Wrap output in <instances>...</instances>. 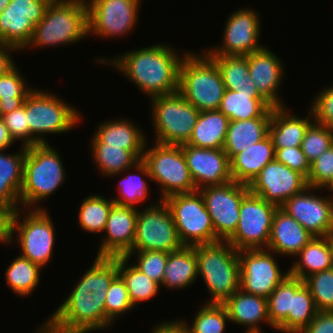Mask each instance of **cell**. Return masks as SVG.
<instances>
[{"mask_svg":"<svg viewBox=\"0 0 333 333\" xmlns=\"http://www.w3.org/2000/svg\"><path fill=\"white\" fill-rule=\"evenodd\" d=\"M152 333H190L182 319L155 324Z\"/></svg>","mask_w":333,"mask_h":333,"instance_id":"55","label":"cell"},{"mask_svg":"<svg viewBox=\"0 0 333 333\" xmlns=\"http://www.w3.org/2000/svg\"><path fill=\"white\" fill-rule=\"evenodd\" d=\"M221 72L226 90L239 93H259L250 78L246 56L209 55Z\"/></svg>","mask_w":333,"mask_h":333,"instance_id":"36","label":"cell"},{"mask_svg":"<svg viewBox=\"0 0 333 333\" xmlns=\"http://www.w3.org/2000/svg\"><path fill=\"white\" fill-rule=\"evenodd\" d=\"M135 172L138 171L139 174H129L126 175L123 179L119 181V189L118 193L120 197H113L112 200L115 204L120 206L137 208V203L144 202L146 198H148V190L147 181H145L142 177L145 176L148 179H151L149 175V170L147 165L140 160L135 165ZM142 175V177H141Z\"/></svg>","mask_w":333,"mask_h":333,"instance_id":"41","label":"cell"},{"mask_svg":"<svg viewBox=\"0 0 333 333\" xmlns=\"http://www.w3.org/2000/svg\"><path fill=\"white\" fill-rule=\"evenodd\" d=\"M275 150L269 134L259 142L235 154L230 161L232 180L249 185L260 171L275 159Z\"/></svg>","mask_w":333,"mask_h":333,"instance_id":"27","label":"cell"},{"mask_svg":"<svg viewBox=\"0 0 333 333\" xmlns=\"http://www.w3.org/2000/svg\"><path fill=\"white\" fill-rule=\"evenodd\" d=\"M311 105L315 122L333 129V85L316 94Z\"/></svg>","mask_w":333,"mask_h":333,"instance_id":"50","label":"cell"},{"mask_svg":"<svg viewBox=\"0 0 333 333\" xmlns=\"http://www.w3.org/2000/svg\"><path fill=\"white\" fill-rule=\"evenodd\" d=\"M325 237H326L327 242H328L329 247H330V251H331V262H332V267H333V231H331Z\"/></svg>","mask_w":333,"mask_h":333,"instance_id":"59","label":"cell"},{"mask_svg":"<svg viewBox=\"0 0 333 333\" xmlns=\"http://www.w3.org/2000/svg\"><path fill=\"white\" fill-rule=\"evenodd\" d=\"M92 264L35 333H88L105 329V298L118 275V257H95Z\"/></svg>","mask_w":333,"mask_h":333,"instance_id":"1","label":"cell"},{"mask_svg":"<svg viewBox=\"0 0 333 333\" xmlns=\"http://www.w3.org/2000/svg\"><path fill=\"white\" fill-rule=\"evenodd\" d=\"M198 276L210 294L206 303L223 304L240 289L238 250L228 241L194 245Z\"/></svg>","mask_w":333,"mask_h":333,"instance_id":"4","label":"cell"},{"mask_svg":"<svg viewBox=\"0 0 333 333\" xmlns=\"http://www.w3.org/2000/svg\"><path fill=\"white\" fill-rule=\"evenodd\" d=\"M133 255L137 256V258H135L137 259V264L135 263L133 265L161 286L166 262L168 260V253L151 250L130 251L126 257L132 259Z\"/></svg>","mask_w":333,"mask_h":333,"instance_id":"48","label":"cell"},{"mask_svg":"<svg viewBox=\"0 0 333 333\" xmlns=\"http://www.w3.org/2000/svg\"><path fill=\"white\" fill-rule=\"evenodd\" d=\"M210 214L215 236L226 241L236 230L239 208L243 198L250 192L247 184L235 181L209 186L199 190Z\"/></svg>","mask_w":333,"mask_h":333,"instance_id":"15","label":"cell"},{"mask_svg":"<svg viewBox=\"0 0 333 333\" xmlns=\"http://www.w3.org/2000/svg\"><path fill=\"white\" fill-rule=\"evenodd\" d=\"M221 72L204 51L187 52L179 68L178 92L200 112L218 110L225 93Z\"/></svg>","mask_w":333,"mask_h":333,"instance_id":"5","label":"cell"},{"mask_svg":"<svg viewBox=\"0 0 333 333\" xmlns=\"http://www.w3.org/2000/svg\"><path fill=\"white\" fill-rule=\"evenodd\" d=\"M126 256L118 257V274L122 277L134 308L140 302L148 301L156 296L160 285L142 273L133 264H129Z\"/></svg>","mask_w":333,"mask_h":333,"instance_id":"37","label":"cell"},{"mask_svg":"<svg viewBox=\"0 0 333 333\" xmlns=\"http://www.w3.org/2000/svg\"><path fill=\"white\" fill-rule=\"evenodd\" d=\"M247 62L250 78L259 94L272 107L285 106L278 96L285 73L281 59L264 46L259 51L247 55Z\"/></svg>","mask_w":333,"mask_h":333,"instance_id":"23","label":"cell"},{"mask_svg":"<svg viewBox=\"0 0 333 333\" xmlns=\"http://www.w3.org/2000/svg\"><path fill=\"white\" fill-rule=\"evenodd\" d=\"M138 127L125 118L107 120L98 125L94 135L106 146H122L125 150H145L147 135Z\"/></svg>","mask_w":333,"mask_h":333,"instance_id":"33","label":"cell"},{"mask_svg":"<svg viewBox=\"0 0 333 333\" xmlns=\"http://www.w3.org/2000/svg\"><path fill=\"white\" fill-rule=\"evenodd\" d=\"M308 186L330 189L333 186V145L310 163Z\"/></svg>","mask_w":333,"mask_h":333,"instance_id":"49","label":"cell"},{"mask_svg":"<svg viewBox=\"0 0 333 333\" xmlns=\"http://www.w3.org/2000/svg\"><path fill=\"white\" fill-rule=\"evenodd\" d=\"M180 242L172 214L164 200H158L138 211L136 234L131 251L174 252Z\"/></svg>","mask_w":333,"mask_h":333,"instance_id":"12","label":"cell"},{"mask_svg":"<svg viewBox=\"0 0 333 333\" xmlns=\"http://www.w3.org/2000/svg\"><path fill=\"white\" fill-rule=\"evenodd\" d=\"M229 118L219 109L200 112L188 145L198 148L223 149Z\"/></svg>","mask_w":333,"mask_h":333,"instance_id":"31","label":"cell"},{"mask_svg":"<svg viewBox=\"0 0 333 333\" xmlns=\"http://www.w3.org/2000/svg\"><path fill=\"white\" fill-rule=\"evenodd\" d=\"M298 116L293 112L291 114L286 106L272 108L269 136L274 149L301 146L305 132L314 119L311 110L306 118Z\"/></svg>","mask_w":333,"mask_h":333,"instance_id":"26","label":"cell"},{"mask_svg":"<svg viewBox=\"0 0 333 333\" xmlns=\"http://www.w3.org/2000/svg\"><path fill=\"white\" fill-rule=\"evenodd\" d=\"M114 204L112 199L109 200L98 194L87 196L80 204L77 216L79 225L86 232L103 233Z\"/></svg>","mask_w":333,"mask_h":333,"instance_id":"40","label":"cell"},{"mask_svg":"<svg viewBox=\"0 0 333 333\" xmlns=\"http://www.w3.org/2000/svg\"><path fill=\"white\" fill-rule=\"evenodd\" d=\"M139 6L140 0H97L88 9V35L108 39L130 34L138 23Z\"/></svg>","mask_w":333,"mask_h":333,"instance_id":"16","label":"cell"},{"mask_svg":"<svg viewBox=\"0 0 333 333\" xmlns=\"http://www.w3.org/2000/svg\"><path fill=\"white\" fill-rule=\"evenodd\" d=\"M317 190L322 189L308 186L280 208L313 236H326L333 231V196H318Z\"/></svg>","mask_w":333,"mask_h":333,"instance_id":"19","label":"cell"},{"mask_svg":"<svg viewBox=\"0 0 333 333\" xmlns=\"http://www.w3.org/2000/svg\"><path fill=\"white\" fill-rule=\"evenodd\" d=\"M26 147L18 153L6 154L0 150V205L9 213L20 208Z\"/></svg>","mask_w":333,"mask_h":333,"instance_id":"28","label":"cell"},{"mask_svg":"<svg viewBox=\"0 0 333 333\" xmlns=\"http://www.w3.org/2000/svg\"><path fill=\"white\" fill-rule=\"evenodd\" d=\"M245 333H264L262 330L254 331V330H246Z\"/></svg>","mask_w":333,"mask_h":333,"instance_id":"61","label":"cell"},{"mask_svg":"<svg viewBox=\"0 0 333 333\" xmlns=\"http://www.w3.org/2000/svg\"><path fill=\"white\" fill-rule=\"evenodd\" d=\"M22 211H27L21 218ZM46 209H22L19 208L9 215L8 244L14 242L20 247L21 256L32 263L45 267L53 257L55 244V228L53 221Z\"/></svg>","mask_w":333,"mask_h":333,"instance_id":"7","label":"cell"},{"mask_svg":"<svg viewBox=\"0 0 333 333\" xmlns=\"http://www.w3.org/2000/svg\"><path fill=\"white\" fill-rule=\"evenodd\" d=\"M273 108L259 93L225 90L219 110L229 121L263 117Z\"/></svg>","mask_w":333,"mask_h":333,"instance_id":"35","label":"cell"},{"mask_svg":"<svg viewBox=\"0 0 333 333\" xmlns=\"http://www.w3.org/2000/svg\"><path fill=\"white\" fill-rule=\"evenodd\" d=\"M57 96L38 88H33L26 96L29 146L48 143L45 134L71 131L82 120L76 107Z\"/></svg>","mask_w":333,"mask_h":333,"instance_id":"6","label":"cell"},{"mask_svg":"<svg viewBox=\"0 0 333 333\" xmlns=\"http://www.w3.org/2000/svg\"><path fill=\"white\" fill-rule=\"evenodd\" d=\"M198 278L197 256L194 246H183L168 253L164 277L161 286L170 289H185Z\"/></svg>","mask_w":333,"mask_h":333,"instance_id":"32","label":"cell"},{"mask_svg":"<svg viewBox=\"0 0 333 333\" xmlns=\"http://www.w3.org/2000/svg\"><path fill=\"white\" fill-rule=\"evenodd\" d=\"M304 284V281L288 276L267 298L270 324L276 329L292 312V295Z\"/></svg>","mask_w":333,"mask_h":333,"instance_id":"42","label":"cell"},{"mask_svg":"<svg viewBox=\"0 0 333 333\" xmlns=\"http://www.w3.org/2000/svg\"><path fill=\"white\" fill-rule=\"evenodd\" d=\"M10 213L0 205V243L8 244V223Z\"/></svg>","mask_w":333,"mask_h":333,"instance_id":"56","label":"cell"},{"mask_svg":"<svg viewBox=\"0 0 333 333\" xmlns=\"http://www.w3.org/2000/svg\"><path fill=\"white\" fill-rule=\"evenodd\" d=\"M11 0H0V13L6 8Z\"/></svg>","mask_w":333,"mask_h":333,"instance_id":"60","label":"cell"},{"mask_svg":"<svg viewBox=\"0 0 333 333\" xmlns=\"http://www.w3.org/2000/svg\"><path fill=\"white\" fill-rule=\"evenodd\" d=\"M312 237L313 235L298 221L281 208H277L273 216L267 249L278 255L296 256Z\"/></svg>","mask_w":333,"mask_h":333,"instance_id":"24","label":"cell"},{"mask_svg":"<svg viewBox=\"0 0 333 333\" xmlns=\"http://www.w3.org/2000/svg\"><path fill=\"white\" fill-rule=\"evenodd\" d=\"M177 54L169 44L158 43L110 60L99 57L96 62L113 66L151 99L178 92L179 68L186 53Z\"/></svg>","mask_w":333,"mask_h":333,"instance_id":"2","label":"cell"},{"mask_svg":"<svg viewBox=\"0 0 333 333\" xmlns=\"http://www.w3.org/2000/svg\"><path fill=\"white\" fill-rule=\"evenodd\" d=\"M272 108L263 116L248 120L229 121L223 150L229 160L244 151L247 146L264 139L269 134Z\"/></svg>","mask_w":333,"mask_h":333,"instance_id":"30","label":"cell"},{"mask_svg":"<svg viewBox=\"0 0 333 333\" xmlns=\"http://www.w3.org/2000/svg\"><path fill=\"white\" fill-rule=\"evenodd\" d=\"M3 121L10 135L16 142L22 141L23 146H29V124L26 116V98L23 106L3 115Z\"/></svg>","mask_w":333,"mask_h":333,"instance_id":"51","label":"cell"},{"mask_svg":"<svg viewBox=\"0 0 333 333\" xmlns=\"http://www.w3.org/2000/svg\"><path fill=\"white\" fill-rule=\"evenodd\" d=\"M196 190L232 181L230 161L223 149L181 145Z\"/></svg>","mask_w":333,"mask_h":333,"instance_id":"21","label":"cell"},{"mask_svg":"<svg viewBox=\"0 0 333 333\" xmlns=\"http://www.w3.org/2000/svg\"><path fill=\"white\" fill-rule=\"evenodd\" d=\"M172 214L178 237L184 246L211 244L220 241L203 196L199 190L174 194L164 199Z\"/></svg>","mask_w":333,"mask_h":333,"instance_id":"11","label":"cell"},{"mask_svg":"<svg viewBox=\"0 0 333 333\" xmlns=\"http://www.w3.org/2000/svg\"><path fill=\"white\" fill-rule=\"evenodd\" d=\"M228 17L222 44L203 51L208 55L246 56L264 47L259 44L261 20L257 11L240 8Z\"/></svg>","mask_w":333,"mask_h":333,"instance_id":"17","label":"cell"},{"mask_svg":"<svg viewBox=\"0 0 333 333\" xmlns=\"http://www.w3.org/2000/svg\"><path fill=\"white\" fill-rule=\"evenodd\" d=\"M230 322L226 307L223 304L205 303L198 310L191 325L183 321L190 333H223L226 323Z\"/></svg>","mask_w":333,"mask_h":333,"instance_id":"44","label":"cell"},{"mask_svg":"<svg viewBox=\"0 0 333 333\" xmlns=\"http://www.w3.org/2000/svg\"><path fill=\"white\" fill-rule=\"evenodd\" d=\"M300 333H333V311H318Z\"/></svg>","mask_w":333,"mask_h":333,"instance_id":"53","label":"cell"},{"mask_svg":"<svg viewBox=\"0 0 333 333\" xmlns=\"http://www.w3.org/2000/svg\"><path fill=\"white\" fill-rule=\"evenodd\" d=\"M274 150L276 161L281 162L290 169L295 170L308 178L310 172V162L303 153L301 146Z\"/></svg>","mask_w":333,"mask_h":333,"instance_id":"52","label":"cell"},{"mask_svg":"<svg viewBox=\"0 0 333 333\" xmlns=\"http://www.w3.org/2000/svg\"><path fill=\"white\" fill-rule=\"evenodd\" d=\"M333 145V129L313 121L307 128L301 149L312 163Z\"/></svg>","mask_w":333,"mask_h":333,"instance_id":"47","label":"cell"},{"mask_svg":"<svg viewBox=\"0 0 333 333\" xmlns=\"http://www.w3.org/2000/svg\"><path fill=\"white\" fill-rule=\"evenodd\" d=\"M134 308L130 301L126 284L118 274L110 284L105 298V329L110 328L120 315Z\"/></svg>","mask_w":333,"mask_h":333,"instance_id":"45","label":"cell"},{"mask_svg":"<svg viewBox=\"0 0 333 333\" xmlns=\"http://www.w3.org/2000/svg\"><path fill=\"white\" fill-rule=\"evenodd\" d=\"M297 256H300V259H297ZM295 258L297 260L293 261L289 273L290 276L301 280L332 268L331 251L325 236H313Z\"/></svg>","mask_w":333,"mask_h":333,"instance_id":"34","label":"cell"},{"mask_svg":"<svg viewBox=\"0 0 333 333\" xmlns=\"http://www.w3.org/2000/svg\"><path fill=\"white\" fill-rule=\"evenodd\" d=\"M138 209L114 204L96 257L126 256L133 248Z\"/></svg>","mask_w":333,"mask_h":333,"instance_id":"22","label":"cell"},{"mask_svg":"<svg viewBox=\"0 0 333 333\" xmlns=\"http://www.w3.org/2000/svg\"><path fill=\"white\" fill-rule=\"evenodd\" d=\"M51 0H11L0 13V42L20 51L30 43L34 27Z\"/></svg>","mask_w":333,"mask_h":333,"instance_id":"18","label":"cell"},{"mask_svg":"<svg viewBox=\"0 0 333 333\" xmlns=\"http://www.w3.org/2000/svg\"><path fill=\"white\" fill-rule=\"evenodd\" d=\"M143 153L153 181L161 186L159 200L174 195L196 191L181 145H166L154 142Z\"/></svg>","mask_w":333,"mask_h":333,"instance_id":"10","label":"cell"},{"mask_svg":"<svg viewBox=\"0 0 333 333\" xmlns=\"http://www.w3.org/2000/svg\"><path fill=\"white\" fill-rule=\"evenodd\" d=\"M273 253L267 248L238 251L240 289L243 292L268 298L277 286L290 276L289 269L286 273L279 269Z\"/></svg>","mask_w":333,"mask_h":333,"instance_id":"14","label":"cell"},{"mask_svg":"<svg viewBox=\"0 0 333 333\" xmlns=\"http://www.w3.org/2000/svg\"><path fill=\"white\" fill-rule=\"evenodd\" d=\"M150 109L156 143L166 145L186 144L193 132L200 111L179 92L156 96Z\"/></svg>","mask_w":333,"mask_h":333,"instance_id":"9","label":"cell"},{"mask_svg":"<svg viewBox=\"0 0 333 333\" xmlns=\"http://www.w3.org/2000/svg\"><path fill=\"white\" fill-rule=\"evenodd\" d=\"M248 186L251 193L280 208L287 199L302 192L308 184L304 175L274 159Z\"/></svg>","mask_w":333,"mask_h":333,"instance_id":"20","label":"cell"},{"mask_svg":"<svg viewBox=\"0 0 333 333\" xmlns=\"http://www.w3.org/2000/svg\"><path fill=\"white\" fill-rule=\"evenodd\" d=\"M15 66L0 76V105L3 115L23 106L28 93L33 89L27 86L22 73Z\"/></svg>","mask_w":333,"mask_h":333,"instance_id":"43","label":"cell"},{"mask_svg":"<svg viewBox=\"0 0 333 333\" xmlns=\"http://www.w3.org/2000/svg\"><path fill=\"white\" fill-rule=\"evenodd\" d=\"M60 1L65 4L81 6L88 10L97 0H60Z\"/></svg>","mask_w":333,"mask_h":333,"instance_id":"58","label":"cell"},{"mask_svg":"<svg viewBox=\"0 0 333 333\" xmlns=\"http://www.w3.org/2000/svg\"><path fill=\"white\" fill-rule=\"evenodd\" d=\"M318 313L314 299L303 284L294 295H292V312L275 329L284 333H300Z\"/></svg>","mask_w":333,"mask_h":333,"instance_id":"39","label":"cell"},{"mask_svg":"<svg viewBox=\"0 0 333 333\" xmlns=\"http://www.w3.org/2000/svg\"><path fill=\"white\" fill-rule=\"evenodd\" d=\"M223 305L226 307L230 322L244 325L246 330L259 331L261 323L270 324L267 298L248 294L241 289L232 294Z\"/></svg>","mask_w":333,"mask_h":333,"instance_id":"25","label":"cell"},{"mask_svg":"<svg viewBox=\"0 0 333 333\" xmlns=\"http://www.w3.org/2000/svg\"><path fill=\"white\" fill-rule=\"evenodd\" d=\"M87 36L88 10L60 0H51L43 18L34 27L33 37L25 49L69 45Z\"/></svg>","mask_w":333,"mask_h":333,"instance_id":"8","label":"cell"},{"mask_svg":"<svg viewBox=\"0 0 333 333\" xmlns=\"http://www.w3.org/2000/svg\"><path fill=\"white\" fill-rule=\"evenodd\" d=\"M277 206L249 192L239 208L235 232L226 240L236 250L267 248Z\"/></svg>","mask_w":333,"mask_h":333,"instance_id":"13","label":"cell"},{"mask_svg":"<svg viewBox=\"0 0 333 333\" xmlns=\"http://www.w3.org/2000/svg\"><path fill=\"white\" fill-rule=\"evenodd\" d=\"M14 139L9 133L3 119L0 120V150H7L14 143Z\"/></svg>","mask_w":333,"mask_h":333,"instance_id":"57","label":"cell"},{"mask_svg":"<svg viewBox=\"0 0 333 333\" xmlns=\"http://www.w3.org/2000/svg\"><path fill=\"white\" fill-rule=\"evenodd\" d=\"M60 157L57 149L49 143L26 147L20 208L45 209L37 204L54 194L66 179Z\"/></svg>","mask_w":333,"mask_h":333,"instance_id":"3","label":"cell"},{"mask_svg":"<svg viewBox=\"0 0 333 333\" xmlns=\"http://www.w3.org/2000/svg\"><path fill=\"white\" fill-rule=\"evenodd\" d=\"M15 51L19 53L20 50L12 45L0 42V76L5 75L16 66L10 55Z\"/></svg>","mask_w":333,"mask_h":333,"instance_id":"54","label":"cell"},{"mask_svg":"<svg viewBox=\"0 0 333 333\" xmlns=\"http://www.w3.org/2000/svg\"><path fill=\"white\" fill-rule=\"evenodd\" d=\"M318 311H333V267L314 273L304 280Z\"/></svg>","mask_w":333,"mask_h":333,"instance_id":"46","label":"cell"},{"mask_svg":"<svg viewBox=\"0 0 333 333\" xmlns=\"http://www.w3.org/2000/svg\"><path fill=\"white\" fill-rule=\"evenodd\" d=\"M3 119V112H2V109H1V105H0V120Z\"/></svg>","mask_w":333,"mask_h":333,"instance_id":"62","label":"cell"},{"mask_svg":"<svg viewBox=\"0 0 333 333\" xmlns=\"http://www.w3.org/2000/svg\"><path fill=\"white\" fill-rule=\"evenodd\" d=\"M92 156L95 165L104 176H120L130 169H135V165L142 160L145 150H125L122 146H106L94 134L92 135Z\"/></svg>","mask_w":333,"mask_h":333,"instance_id":"29","label":"cell"},{"mask_svg":"<svg viewBox=\"0 0 333 333\" xmlns=\"http://www.w3.org/2000/svg\"><path fill=\"white\" fill-rule=\"evenodd\" d=\"M41 267L29 259L18 255L5 269L7 285L14 294L28 297L40 282Z\"/></svg>","mask_w":333,"mask_h":333,"instance_id":"38","label":"cell"}]
</instances>
